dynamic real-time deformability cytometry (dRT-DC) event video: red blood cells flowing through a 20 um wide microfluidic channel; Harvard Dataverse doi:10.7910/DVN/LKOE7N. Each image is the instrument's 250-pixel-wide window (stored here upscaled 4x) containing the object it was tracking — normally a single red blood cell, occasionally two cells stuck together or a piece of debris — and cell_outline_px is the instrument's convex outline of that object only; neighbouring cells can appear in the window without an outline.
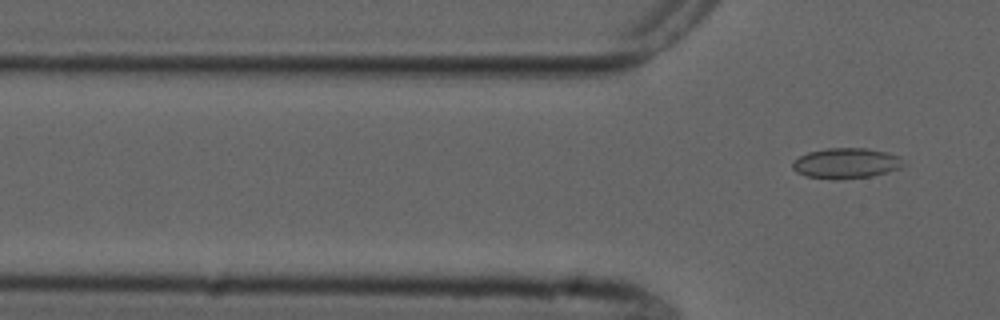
{"species": "common noctule bat (a hibernating species)", "species_latin": "Nyctalus noctula", "temperature_condition": "cold", "stored_images_in_passage": 7, "segment_of_instrument_passage": [2, 2], "camera_frame_rate_fps": 3000, "um_per_image_px": 0.085, "animal": {"sex": "male", "forearm_length_mm": 52.5}, "frame": {"image": 1, "passage_image": 7, "time_ms": 7.0, "image_size_px": [1000, 320], "cell_outline_px": [[904, 164], [900, 168], [888, 172], [872, 176], [836, 180], [832, 180], [804, 176], [796, 172], [792, 168], [792, 160], [808, 152], [828, 148], [864, 148], [888, 152], [900, 156], [904, 160]], "centroid_in_image_um": [71.91, 13.88], "position_along_channel_um": 53.9, "area_um2": 20.0}}